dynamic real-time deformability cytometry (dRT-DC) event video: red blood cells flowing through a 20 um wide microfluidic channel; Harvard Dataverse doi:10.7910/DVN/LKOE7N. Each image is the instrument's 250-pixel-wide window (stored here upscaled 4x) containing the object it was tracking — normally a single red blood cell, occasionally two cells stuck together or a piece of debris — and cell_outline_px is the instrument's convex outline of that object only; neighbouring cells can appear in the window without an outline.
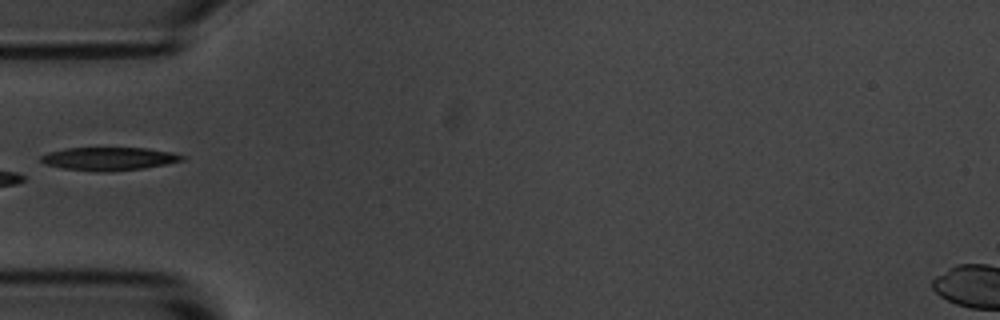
{"species": "common noctule bat (a hibernating species)", "species_latin": "Nyctalus noctula", "temperature_condition": "room temperature", "stored_images_in_passage": 2, "camera_frame_rate_fps": 3000, "um_per_image_px": 0.085, "animal": {"sex": "male", "body_mass_g": 20.1, "forearm_length_mm": 53.5}, "frame": {"image": 1, "passage_image": 2, "time_ms": 1.667, "image_size_px": [1000, 320], "cell_outline_px": [[188, 156], [184, 160], [144, 168], [108, 172], [96, 172], [64, 168], [44, 164], [40, 160], [40, 156], [48, 152], [68, 148], [148, 148], [172, 152]], "centroid_in_image_um": [9.28, 13.49], "position_along_channel_um": 75.7, "area_um2": 19.13}}